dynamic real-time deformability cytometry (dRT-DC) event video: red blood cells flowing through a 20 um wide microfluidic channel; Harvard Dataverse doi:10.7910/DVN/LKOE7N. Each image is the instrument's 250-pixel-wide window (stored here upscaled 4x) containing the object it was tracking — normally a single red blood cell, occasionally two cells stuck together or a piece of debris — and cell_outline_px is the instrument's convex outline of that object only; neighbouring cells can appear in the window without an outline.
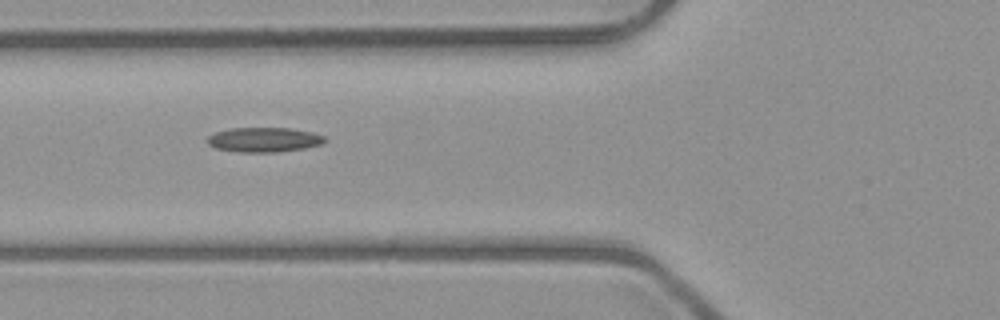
{"species": "common noctule bat (a hibernating species)", "species_latin": "Nyctalus noctula", "temperature_condition": "room temperature", "stored_images_in_passage": 6, "camera_frame_rate_fps": 3000, "um_per_image_px": 0.085, "animal": {"sex": "male", "body_mass_g": 23.1, "forearm_length_mm": 52.7}, "frame": {"image": 1, "passage_image": 3, "time_ms": 2.333, "image_size_px": [1000, 320], "cell_outline_px": [[328, 140], [320, 144], [304, 148], [276, 152], [240, 152], [216, 148], [208, 144], [208, 136], [216, 132], [232, 128], [288, 128], [312, 132], [324, 136]], "centroid_in_image_um": [22.45, 11.87], "position_along_channel_um": 103.4, "area_um2": 16.7}}
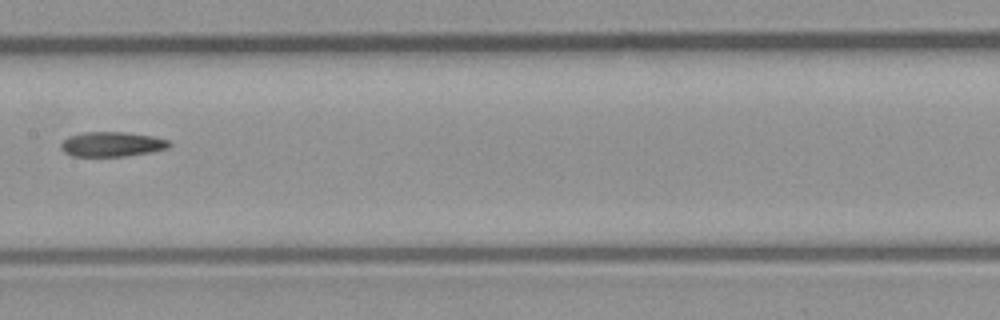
{"frame": {"image": 2, "passage_image": 5, "time_ms": 4.667, "image_size_px": [1000, 320], "cell_outline_px": [[172, 144], [168, 148], [152, 152], [124, 156], [72, 156], [64, 152], [60, 148], [60, 144], [68, 136], [80, 132], [124, 132], [152, 136], [168, 140]], "centroid_in_image_um": [9.49, 12.25], "position_along_channel_um": 197.9, "area_um2": 15.72}}
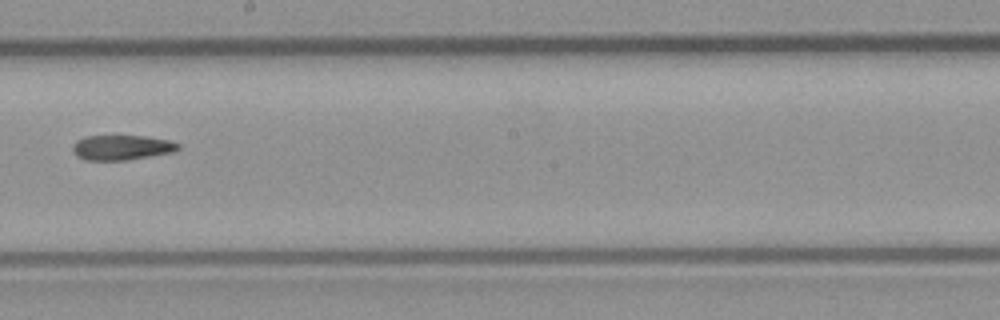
{"frame": {"image": 3, "passage_image": 6, "time_ms": 5.667, "image_size_px": [1000, 320], "cell_outline_px": [[180, 148], [176, 152], [124, 160], [84, 160], [76, 156], [72, 152], [72, 144], [76, 140], [84, 136], [144, 136], [168, 140], [180, 144]], "centroid_in_image_um": [10.31, 12.54], "position_along_channel_um": 237.9, "area_um2": 15.49}}